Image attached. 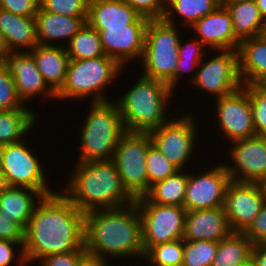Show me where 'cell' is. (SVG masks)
<instances>
[{
  "instance_id": "1",
  "label": "cell",
  "mask_w": 266,
  "mask_h": 266,
  "mask_svg": "<svg viewBox=\"0 0 266 266\" xmlns=\"http://www.w3.org/2000/svg\"><path fill=\"white\" fill-rule=\"evenodd\" d=\"M85 213L60 191L36 205L25 230L23 245L27 265L51 254L83 250Z\"/></svg>"
},
{
  "instance_id": "2",
  "label": "cell",
  "mask_w": 266,
  "mask_h": 266,
  "mask_svg": "<svg viewBox=\"0 0 266 266\" xmlns=\"http://www.w3.org/2000/svg\"><path fill=\"white\" fill-rule=\"evenodd\" d=\"M84 247L87 252L105 259L137 256L143 261L142 222L135 202L121 208L85 213Z\"/></svg>"
},
{
  "instance_id": "3",
  "label": "cell",
  "mask_w": 266,
  "mask_h": 266,
  "mask_svg": "<svg viewBox=\"0 0 266 266\" xmlns=\"http://www.w3.org/2000/svg\"><path fill=\"white\" fill-rule=\"evenodd\" d=\"M74 168V169H73ZM61 192L83 213L131 205L135 199L121 182L112 160L76 163Z\"/></svg>"
},
{
  "instance_id": "4",
  "label": "cell",
  "mask_w": 266,
  "mask_h": 266,
  "mask_svg": "<svg viewBox=\"0 0 266 266\" xmlns=\"http://www.w3.org/2000/svg\"><path fill=\"white\" fill-rule=\"evenodd\" d=\"M132 85L115 101L126 132L148 133L173 116L166 110L174 91L166 83L141 74Z\"/></svg>"
},
{
  "instance_id": "5",
  "label": "cell",
  "mask_w": 266,
  "mask_h": 266,
  "mask_svg": "<svg viewBox=\"0 0 266 266\" xmlns=\"http://www.w3.org/2000/svg\"><path fill=\"white\" fill-rule=\"evenodd\" d=\"M82 126L78 163L112 160L120 138L126 133L119 108L114 102H90Z\"/></svg>"
},
{
  "instance_id": "6",
  "label": "cell",
  "mask_w": 266,
  "mask_h": 266,
  "mask_svg": "<svg viewBox=\"0 0 266 266\" xmlns=\"http://www.w3.org/2000/svg\"><path fill=\"white\" fill-rule=\"evenodd\" d=\"M122 71H125L124 68L107 56L70 60L64 85L56 94V99L80 101L91 96L92 102L111 101L113 99L104 91Z\"/></svg>"
},
{
  "instance_id": "7",
  "label": "cell",
  "mask_w": 266,
  "mask_h": 266,
  "mask_svg": "<svg viewBox=\"0 0 266 266\" xmlns=\"http://www.w3.org/2000/svg\"><path fill=\"white\" fill-rule=\"evenodd\" d=\"M181 36L177 25L168 23L164 19H150L146 27L144 52L140 60L143 65L141 66L143 76L162 81L173 91Z\"/></svg>"
},
{
  "instance_id": "8",
  "label": "cell",
  "mask_w": 266,
  "mask_h": 266,
  "mask_svg": "<svg viewBox=\"0 0 266 266\" xmlns=\"http://www.w3.org/2000/svg\"><path fill=\"white\" fill-rule=\"evenodd\" d=\"M152 140L148 133L126 132L119 140L112 161L123 187L134 198L148 192L146 158Z\"/></svg>"
},
{
  "instance_id": "9",
  "label": "cell",
  "mask_w": 266,
  "mask_h": 266,
  "mask_svg": "<svg viewBox=\"0 0 266 266\" xmlns=\"http://www.w3.org/2000/svg\"><path fill=\"white\" fill-rule=\"evenodd\" d=\"M192 114L177 117L173 114L163 125L148 132L152 144L179 170L186 169L188 160L192 161V154L196 151L198 121Z\"/></svg>"
},
{
  "instance_id": "10",
  "label": "cell",
  "mask_w": 266,
  "mask_h": 266,
  "mask_svg": "<svg viewBox=\"0 0 266 266\" xmlns=\"http://www.w3.org/2000/svg\"><path fill=\"white\" fill-rule=\"evenodd\" d=\"M23 140L4 145L1 171L9 186L28 187L40 192L44 197L56 193L47 184L44 165L33 148ZM42 164V165H41Z\"/></svg>"
},
{
  "instance_id": "11",
  "label": "cell",
  "mask_w": 266,
  "mask_h": 266,
  "mask_svg": "<svg viewBox=\"0 0 266 266\" xmlns=\"http://www.w3.org/2000/svg\"><path fill=\"white\" fill-rule=\"evenodd\" d=\"M142 222V244L145 253L162 243L181 239L187 210L184 207L157 203H135Z\"/></svg>"
},
{
  "instance_id": "12",
  "label": "cell",
  "mask_w": 266,
  "mask_h": 266,
  "mask_svg": "<svg viewBox=\"0 0 266 266\" xmlns=\"http://www.w3.org/2000/svg\"><path fill=\"white\" fill-rule=\"evenodd\" d=\"M215 57L202 59L196 73L191 75L195 87L217 98L227 96L240 89L243 84L239 75L238 51H215ZM195 75V76H194Z\"/></svg>"
},
{
  "instance_id": "13",
  "label": "cell",
  "mask_w": 266,
  "mask_h": 266,
  "mask_svg": "<svg viewBox=\"0 0 266 266\" xmlns=\"http://www.w3.org/2000/svg\"><path fill=\"white\" fill-rule=\"evenodd\" d=\"M265 201V184L231 180L223 209L233 233H244L261 212Z\"/></svg>"
},
{
  "instance_id": "14",
  "label": "cell",
  "mask_w": 266,
  "mask_h": 266,
  "mask_svg": "<svg viewBox=\"0 0 266 266\" xmlns=\"http://www.w3.org/2000/svg\"><path fill=\"white\" fill-rule=\"evenodd\" d=\"M202 172L188 173L183 207L188 211L223 207L231 178L222 161Z\"/></svg>"
},
{
  "instance_id": "15",
  "label": "cell",
  "mask_w": 266,
  "mask_h": 266,
  "mask_svg": "<svg viewBox=\"0 0 266 266\" xmlns=\"http://www.w3.org/2000/svg\"><path fill=\"white\" fill-rule=\"evenodd\" d=\"M215 102V120L219 121V130H222L220 132L224 137L226 135L225 139L234 142L256 136L251 102L244 86L227 96L217 98Z\"/></svg>"
},
{
  "instance_id": "16",
  "label": "cell",
  "mask_w": 266,
  "mask_h": 266,
  "mask_svg": "<svg viewBox=\"0 0 266 266\" xmlns=\"http://www.w3.org/2000/svg\"><path fill=\"white\" fill-rule=\"evenodd\" d=\"M227 150L232 164L223 163L231 180L266 183V138L255 136L232 142ZM230 164V165H228Z\"/></svg>"
},
{
  "instance_id": "17",
  "label": "cell",
  "mask_w": 266,
  "mask_h": 266,
  "mask_svg": "<svg viewBox=\"0 0 266 266\" xmlns=\"http://www.w3.org/2000/svg\"><path fill=\"white\" fill-rule=\"evenodd\" d=\"M13 77L19 98L26 105L32 98L39 96L55 98L40 73L34 57L30 52H8L2 61ZM38 95V96H37Z\"/></svg>"
},
{
  "instance_id": "18",
  "label": "cell",
  "mask_w": 266,
  "mask_h": 266,
  "mask_svg": "<svg viewBox=\"0 0 266 266\" xmlns=\"http://www.w3.org/2000/svg\"><path fill=\"white\" fill-rule=\"evenodd\" d=\"M147 25L125 27H93L99 32L102 48L107 57L115 59L123 68L133 59L141 60L144 52Z\"/></svg>"
},
{
  "instance_id": "19",
  "label": "cell",
  "mask_w": 266,
  "mask_h": 266,
  "mask_svg": "<svg viewBox=\"0 0 266 266\" xmlns=\"http://www.w3.org/2000/svg\"><path fill=\"white\" fill-rule=\"evenodd\" d=\"M191 28L205 48L208 46L212 51L238 50L240 40L235 36L231 14L223 4L195 22Z\"/></svg>"
},
{
  "instance_id": "20",
  "label": "cell",
  "mask_w": 266,
  "mask_h": 266,
  "mask_svg": "<svg viewBox=\"0 0 266 266\" xmlns=\"http://www.w3.org/2000/svg\"><path fill=\"white\" fill-rule=\"evenodd\" d=\"M232 233L223 207H218L188 211L182 239L184 241L207 240L219 243Z\"/></svg>"
},
{
  "instance_id": "21",
  "label": "cell",
  "mask_w": 266,
  "mask_h": 266,
  "mask_svg": "<svg viewBox=\"0 0 266 266\" xmlns=\"http://www.w3.org/2000/svg\"><path fill=\"white\" fill-rule=\"evenodd\" d=\"M149 21L123 0H90L86 22L91 27H125Z\"/></svg>"
},
{
  "instance_id": "22",
  "label": "cell",
  "mask_w": 266,
  "mask_h": 266,
  "mask_svg": "<svg viewBox=\"0 0 266 266\" xmlns=\"http://www.w3.org/2000/svg\"><path fill=\"white\" fill-rule=\"evenodd\" d=\"M29 52L34 57L44 82L56 95L64 85L70 61L64 44H38Z\"/></svg>"
},
{
  "instance_id": "23",
  "label": "cell",
  "mask_w": 266,
  "mask_h": 266,
  "mask_svg": "<svg viewBox=\"0 0 266 266\" xmlns=\"http://www.w3.org/2000/svg\"><path fill=\"white\" fill-rule=\"evenodd\" d=\"M35 21L38 44L60 46V43L54 44L53 42L68 40V44L72 37L86 23L87 17H72L50 13L39 6L35 15Z\"/></svg>"
},
{
  "instance_id": "24",
  "label": "cell",
  "mask_w": 266,
  "mask_h": 266,
  "mask_svg": "<svg viewBox=\"0 0 266 266\" xmlns=\"http://www.w3.org/2000/svg\"><path fill=\"white\" fill-rule=\"evenodd\" d=\"M237 51L243 86L266 84V35L240 41Z\"/></svg>"
},
{
  "instance_id": "25",
  "label": "cell",
  "mask_w": 266,
  "mask_h": 266,
  "mask_svg": "<svg viewBox=\"0 0 266 266\" xmlns=\"http://www.w3.org/2000/svg\"><path fill=\"white\" fill-rule=\"evenodd\" d=\"M0 32L9 52H29L38 45L35 17L16 15L0 8Z\"/></svg>"
},
{
  "instance_id": "26",
  "label": "cell",
  "mask_w": 266,
  "mask_h": 266,
  "mask_svg": "<svg viewBox=\"0 0 266 266\" xmlns=\"http://www.w3.org/2000/svg\"><path fill=\"white\" fill-rule=\"evenodd\" d=\"M43 197L32 188L8 186L0 194V213L10 222L19 224L26 230L36 205Z\"/></svg>"
},
{
  "instance_id": "27",
  "label": "cell",
  "mask_w": 266,
  "mask_h": 266,
  "mask_svg": "<svg viewBox=\"0 0 266 266\" xmlns=\"http://www.w3.org/2000/svg\"><path fill=\"white\" fill-rule=\"evenodd\" d=\"M185 171L179 170L174 175L154 183L143 197L135 199V203H157L183 207L188 181V172Z\"/></svg>"
},
{
  "instance_id": "28",
  "label": "cell",
  "mask_w": 266,
  "mask_h": 266,
  "mask_svg": "<svg viewBox=\"0 0 266 266\" xmlns=\"http://www.w3.org/2000/svg\"><path fill=\"white\" fill-rule=\"evenodd\" d=\"M231 14L235 36L240 40L265 34L266 21L255 1L222 3Z\"/></svg>"
},
{
  "instance_id": "29",
  "label": "cell",
  "mask_w": 266,
  "mask_h": 266,
  "mask_svg": "<svg viewBox=\"0 0 266 266\" xmlns=\"http://www.w3.org/2000/svg\"><path fill=\"white\" fill-rule=\"evenodd\" d=\"M38 116L33 109L0 110V144L7 145L23 140L38 124Z\"/></svg>"
},
{
  "instance_id": "30",
  "label": "cell",
  "mask_w": 266,
  "mask_h": 266,
  "mask_svg": "<svg viewBox=\"0 0 266 266\" xmlns=\"http://www.w3.org/2000/svg\"><path fill=\"white\" fill-rule=\"evenodd\" d=\"M220 4L222 0H166L163 19L175 25L176 22L178 23V20H175L177 14L182 19H180L181 26L190 28L202 17L212 13Z\"/></svg>"
},
{
  "instance_id": "31",
  "label": "cell",
  "mask_w": 266,
  "mask_h": 266,
  "mask_svg": "<svg viewBox=\"0 0 266 266\" xmlns=\"http://www.w3.org/2000/svg\"><path fill=\"white\" fill-rule=\"evenodd\" d=\"M253 246L243 233H232L218 243L212 266H239L252 258Z\"/></svg>"
},
{
  "instance_id": "32",
  "label": "cell",
  "mask_w": 266,
  "mask_h": 266,
  "mask_svg": "<svg viewBox=\"0 0 266 266\" xmlns=\"http://www.w3.org/2000/svg\"><path fill=\"white\" fill-rule=\"evenodd\" d=\"M65 49L70 60L106 56L102 48L99 32L87 22L65 45Z\"/></svg>"
},
{
  "instance_id": "33",
  "label": "cell",
  "mask_w": 266,
  "mask_h": 266,
  "mask_svg": "<svg viewBox=\"0 0 266 266\" xmlns=\"http://www.w3.org/2000/svg\"><path fill=\"white\" fill-rule=\"evenodd\" d=\"M184 240L178 239L168 243L152 246L144 255L147 266H182Z\"/></svg>"
},
{
  "instance_id": "34",
  "label": "cell",
  "mask_w": 266,
  "mask_h": 266,
  "mask_svg": "<svg viewBox=\"0 0 266 266\" xmlns=\"http://www.w3.org/2000/svg\"><path fill=\"white\" fill-rule=\"evenodd\" d=\"M217 250L218 242L184 241L182 266H212Z\"/></svg>"
},
{
  "instance_id": "35",
  "label": "cell",
  "mask_w": 266,
  "mask_h": 266,
  "mask_svg": "<svg viewBox=\"0 0 266 266\" xmlns=\"http://www.w3.org/2000/svg\"><path fill=\"white\" fill-rule=\"evenodd\" d=\"M145 163L148 176V191L154 183L164 180L179 171L153 144L148 149Z\"/></svg>"
},
{
  "instance_id": "36",
  "label": "cell",
  "mask_w": 266,
  "mask_h": 266,
  "mask_svg": "<svg viewBox=\"0 0 266 266\" xmlns=\"http://www.w3.org/2000/svg\"><path fill=\"white\" fill-rule=\"evenodd\" d=\"M248 90L256 136L266 133V84L244 85Z\"/></svg>"
},
{
  "instance_id": "37",
  "label": "cell",
  "mask_w": 266,
  "mask_h": 266,
  "mask_svg": "<svg viewBox=\"0 0 266 266\" xmlns=\"http://www.w3.org/2000/svg\"><path fill=\"white\" fill-rule=\"evenodd\" d=\"M30 109L19 98L13 77L0 62V110Z\"/></svg>"
},
{
  "instance_id": "38",
  "label": "cell",
  "mask_w": 266,
  "mask_h": 266,
  "mask_svg": "<svg viewBox=\"0 0 266 266\" xmlns=\"http://www.w3.org/2000/svg\"><path fill=\"white\" fill-rule=\"evenodd\" d=\"M89 2L90 0H39L43 10L72 17H88Z\"/></svg>"
},
{
  "instance_id": "39",
  "label": "cell",
  "mask_w": 266,
  "mask_h": 266,
  "mask_svg": "<svg viewBox=\"0 0 266 266\" xmlns=\"http://www.w3.org/2000/svg\"><path fill=\"white\" fill-rule=\"evenodd\" d=\"M141 16L149 19H163L166 0H123Z\"/></svg>"
},
{
  "instance_id": "40",
  "label": "cell",
  "mask_w": 266,
  "mask_h": 266,
  "mask_svg": "<svg viewBox=\"0 0 266 266\" xmlns=\"http://www.w3.org/2000/svg\"><path fill=\"white\" fill-rule=\"evenodd\" d=\"M23 245L24 243L0 239V266H12L13 261L16 262L17 265L19 264L20 266H28L24 257ZM15 246H18L16 247L17 250ZM18 248H20V251L16 256V251H18Z\"/></svg>"
},
{
  "instance_id": "41",
  "label": "cell",
  "mask_w": 266,
  "mask_h": 266,
  "mask_svg": "<svg viewBox=\"0 0 266 266\" xmlns=\"http://www.w3.org/2000/svg\"><path fill=\"white\" fill-rule=\"evenodd\" d=\"M39 6V0H0L1 9L20 16L35 17Z\"/></svg>"
},
{
  "instance_id": "42",
  "label": "cell",
  "mask_w": 266,
  "mask_h": 266,
  "mask_svg": "<svg viewBox=\"0 0 266 266\" xmlns=\"http://www.w3.org/2000/svg\"><path fill=\"white\" fill-rule=\"evenodd\" d=\"M253 244L266 243V201L261 212L254 218L252 224L243 233Z\"/></svg>"
},
{
  "instance_id": "43",
  "label": "cell",
  "mask_w": 266,
  "mask_h": 266,
  "mask_svg": "<svg viewBox=\"0 0 266 266\" xmlns=\"http://www.w3.org/2000/svg\"><path fill=\"white\" fill-rule=\"evenodd\" d=\"M182 41L183 38L179 42L178 58L187 61H202L206 54L202 42L199 39L185 41V43Z\"/></svg>"
},
{
  "instance_id": "44",
  "label": "cell",
  "mask_w": 266,
  "mask_h": 266,
  "mask_svg": "<svg viewBox=\"0 0 266 266\" xmlns=\"http://www.w3.org/2000/svg\"><path fill=\"white\" fill-rule=\"evenodd\" d=\"M80 250L51 254L40 260L39 266H78Z\"/></svg>"
},
{
  "instance_id": "45",
  "label": "cell",
  "mask_w": 266,
  "mask_h": 266,
  "mask_svg": "<svg viewBox=\"0 0 266 266\" xmlns=\"http://www.w3.org/2000/svg\"><path fill=\"white\" fill-rule=\"evenodd\" d=\"M0 239L11 240L17 243H24L25 230L19 224L7 220L0 213Z\"/></svg>"
},
{
  "instance_id": "46",
  "label": "cell",
  "mask_w": 266,
  "mask_h": 266,
  "mask_svg": "<svg viewBox=\"0 0 266 266\" xmlns=\"http://www.w3.org/2000/svg\"><path fill=\"white\" fill-rule=\"evenodd\" d=\"M201 61H187L184 59H179L177 60V66L175 68L174 71V91H175V87L176 84H178V81L181 80V78H183V74L187 73V72H192V70L196 71L197 69H195L196 67L199 66Z\"/></svg>"
},
{
  "instance_id": "47",
  "label": "cell",
  "mask_w": 266,
  "mask_h": 266,
  "mask_svg": "<svg viewBox=\"0 0 266 266\" xmlns=\"http://www.w3.org/2000/svg\"><path fill=\"white\" fill-rule=\"evenodd\" d=\"M110 259L91 254L85 249L80 250V261L78 266H109L111 263Z\"/></svg>"
},
{
  "instance_id": "48",
  "label": "cell",
  "mask_w": 266,
  "mask_h": 266,
  "mask_svg": "<svg viewBox=\"0 0 266 266\" xmlns=\"http://www.w3.org/2000/svg\"><path fill=\"white\" fill-rule=\"evenodd\" d=\"M252 258L257 266H266V243L255 244L253 246Z\"/></svg>"
},
{
  "instance_id": "49",
  "label": "cell",
  "mask_w": 266,
  "mask_h": 266,
  "mask_svg": "<svg viewBox=\"0 0 266 266\" xmlns=\"http://www.w3.org/2000/svg\"><path fill=\"white\" fill-rule=\"evenodd\" d=\"M9 52L6 44H5V41H4V38L2 36V33L0 32V62H2L5 58V55Z\"/></svg>"
},
{
  "instance_id": "50",
  "label": "cell",
  "mask_w": 266,
  "mask_h": 266,
  "mask_svg": "<svg viewBox=\"0 0 266 266\" xmlns=\"http://www.w3.org/2000/svg\"><path fill=\"white\" fill-rule=\"evenodd\" d=\"M261 16L266 21V0H255Z\"/></svg>"
},
{
  "instance_id": "51",
  "label": "cell",
  "mask_w": 266,
  "mask_h": 266,
  "mask_svg": "<svg viewBox=\"0 0 266 266\" xmlns=\"http://www.w3.org/2000/svg\"><path fill=\"white\" fill-rule=\"evenodd\" d=\"M8 183L6 180L5 175L3 172L0 170V194L8 187Z\"/></svg>"
},
{
  "instance_id": "52",
  "label": "cell",
  "mask_w": 266,
  "mask_h": 266,
  "mask_svg": "<svg viewBox=\"0 0 266 266\" xmlns=\"http://www.w3.org/2000/svg\"><path fill=\"white\" fill-rule=\"evenodd\" d=\"M239 266H257L253 258H250L247 262L240 264Z\"/></svg>"
},
{
  "instance_id": "53",
  "label": "cell",
  "mask_w": 266,
  "mask_h": 266,
  "mask_svg": "<svg viewBox=\"0 0 266 266\" xmlns=\"http://www.w3.org/2000/svg\"><path fill=\"white\" fill-rule=\"evenodd\" d=\"M246 1H255V0H222V3H243Z\"/></svg>"
},
{
  "instance_id": "54",
  "label": "cell",
  "mask_w": 266,
  "mask_h": 266,
  "mask_svg": "<svg viewBox=\"0 0 266 266\" xmlns=\"http://www.w3.org/2000/svg\"><path fill=\"white\" fill-rule=\"evenodd\" d=\"M3 152H4V145L0 144V170L2 169V164H3Z\"/></svg>"
}]
</instances>
